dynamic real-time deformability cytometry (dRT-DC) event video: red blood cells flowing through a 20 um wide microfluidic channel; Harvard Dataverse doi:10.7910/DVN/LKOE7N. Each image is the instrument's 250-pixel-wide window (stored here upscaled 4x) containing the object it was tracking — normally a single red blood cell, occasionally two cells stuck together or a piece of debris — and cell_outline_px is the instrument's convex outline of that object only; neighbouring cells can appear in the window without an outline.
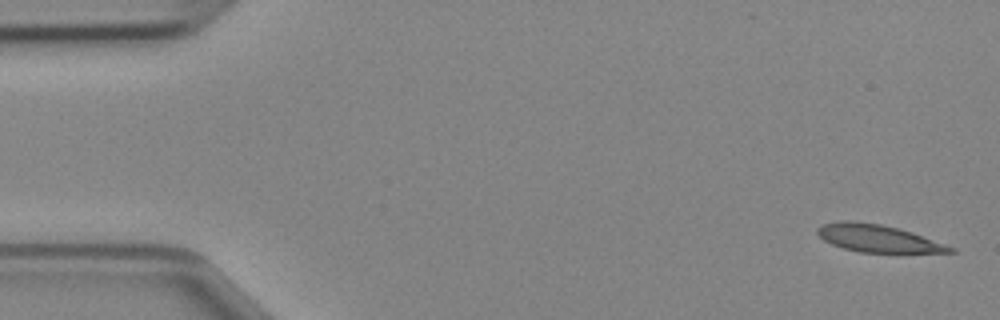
{"species": "Egyptian fruit bat (a non-hibernating species)", "species_latin": "Rousettus aegyptiacus", "temperature_condition": "cold", "stored_images_in_passage": 46, "camera_frame_rate_fps": 3000, "um_per_image_px": 0.085, "animal": {"sex": "female"}, "frame": {"image": 1, "passage_image": 1, "time_ms": 0.0, "image_size_px": [1000, 320], "cell_outline_px": [[956, 252], [860, 252], [844, 248], [832, 244], [824, 240], [816, 232], [816, 228], [824, 224], [840, 220], [852, 220], [880, 224], [900, 228], [912, 232], [956, 248]], "centroid_in_image_um": [74.6, 20.24], "position_along_channel_um": 10.4, "area_um2": 21.04}}
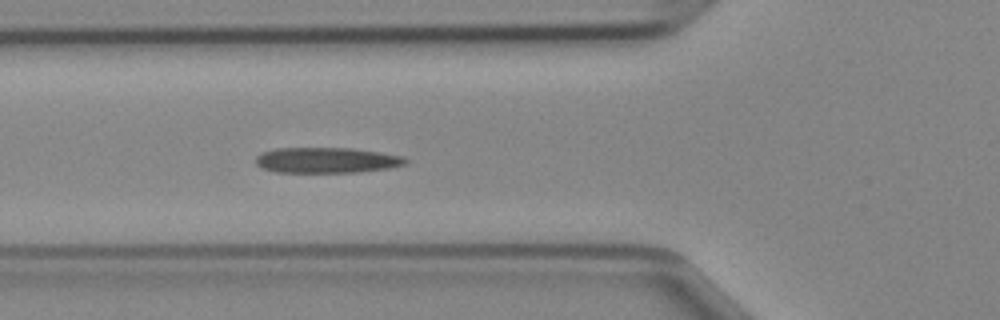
{"frame": {"image": 2, "passage_image": 16, "time_ms": 5.0, "image_size_px": [1000, 320], "cell_outline_px": [[408, 164], [388, 168], [356, 172], [276, 172], [260, 168], [256, 164], [256, 156], [260, 152], [276, 148], [352, 148], [404, 156], [408, 160]], "centroid_in_image_um": [27.74, 13.61], "position_along_channel_um": 98.1, "area_um2": 22.43}}
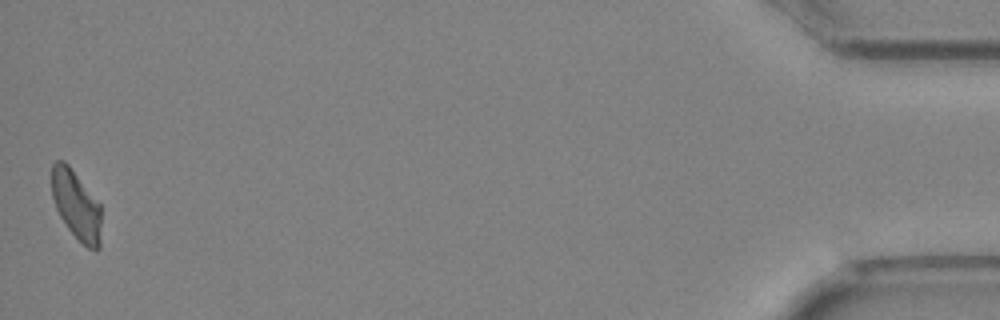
{"frame": {"image": 3, "passage_image": 46, "time_ms": 15.0, "image_size_px": [1000, 320], "cell_outline_px": [[100, 248], [96, 252], [88, 248], [68, 228], [60, 216], [56, 208], [52, 196], [52, 164], [56, 160], [64, 160], [68, 164], [100, 204]], "centroid_in_image_um": [6.48, 17.43], "position_along_channel_um": 428.7, "area_um2": 19.71}}